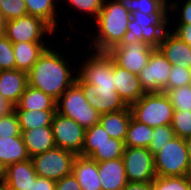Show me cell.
Instances as JSON below:
<instances>
[{"mask_svg": "<svg viewBox=\"0 0 191 190\" xmlns=\"http://www.w3.org/2000/svg\"><path fill=\"white\" fill-rule=\"evenodd\" d=\"M155 47L141 40L126 45H116L107 53L114 63L133 74L139 75L141 69L148 63L151 52Z\"/></svg>", "mask_w": 191, "mask_h": 190, "instance_id": "obj_12", "label": "cell"}, {"mask_svg": "<svg viewBox=\"0 0 191 190\" xmlns=\"http://www.w3.org/2000/svg\"><path fill=\"white\" fill-rule=\"evenodd\" d=\"M30 159L22 136L0 138V163L8 165Z\"/></svg>", "mask_w": 191, "mask_h": 190, "instance_id": "obj_24", "label": "cell"}, {"mask_svg": "<svg viewBox=\"0 0 191 190\" xmlns=\"http://www.w3.org/2000/svg\"><path fill=\"white\" fill-rule=\"evenodd\" d=\"M56 0H25L27 14L37 16L46 21L54 30L58 25L55 12Z\"/></svg>", "mask_w": 191, "mask_h": 190, "instance_id": "obj_28", "label": "cell"}, {"mask_svg": "<svg viewBox=\"0 0 191 190\" xmlns=\"http://www.w3.org/2000/svg\"><path fill=\"white\" fill-rule=\"evenodd\" d=\"M168 13L170 10L164 5L150 15L139 11L132 13L128 29L117 45H126L141 40L157 48L167 31L166 26L170 21Z\"/></svg>", "mask_w": 191, "mask_h": 190, "instance_id": "obj_3", "label": "cell"}, {"mask_svg": "<svg viewBox=\"0 0 191 190\" xmlns=\"http://www.w3.org/2000/svg\"><path fill=\"white\" fill-rule=\"evenodd\" d=\"M77 155L55 146L46 152L31 157L34 170L39 177L58 181L72 174L73 161Z\"/></svg>", "mask_w": 191, "mask_h": 190, "instance_id": "obj_7", "label": "cell"}, {"mask_svg": "<svg viewBox=\"0 0 191 190\" xmlns=\"http://www.w3.org/2000/svg\"><path fill=\"white\" fill-rule=\"evenodd\" d=\"M21 134L19 119L14 109L5 116L0 117V138L22 136Z\"/></svg>", "mask_w": 191, "mask_h": 190, "instance_id": "obj_37", "label": "cell"}, {"mask_svg": "<svg viewBox=\"0 0 191 190\" xmlns=\"http://www.w3.org/2000/svg\"><path fill=\"white\" fill-rule=\"evenodd\" d=\"M122 159L128 182H152L156 178L154 155L148 148L125 147Z\"/></svg>", "mask_w": 191, "mask_h": 190, "instance_id": "obj_10", "label": "cell"}, {"mask_svg": "<svg viewBox=\"0 0 191 190\" xmlns=\"http://www.w3.org/2000/svg\"><path fill=\"white\" fill-rule=\"evenodd\" d=\"M131 13L118 0H104L102 10L94 20L97 25L95 38L90 49L95 52H107L116 46L128 29Z\"/></svg>", "mask_w": 191, "mask_h": 190, "instance_id": "obj_2", "label": "cell"}, {"mask_svg": "<svg viewBox=\"0 0 191 190\" xmlns=\"http://www.w3.org/2000/svg\"><path fill=\"white\" fill-rule=\"evenodd\" d=\"M27 86V72L17 69L0 70V93L13 107L18 104Z\"/></svg>", "mask_w": 191, "mask_h": 190, "instance_id": "obj_17", "label": "cell"}, {"mask_svg": "<svg viewBox=\"0 0 191 190\" xmlns=\"http://www.w3.org/2000/svg\"><path fill=\"white\" fill-rule=\"evenodd\" d=\"M132 117L152 128L171 124L174 108L165 92L145 93L130 106Z\"/></svg>", "mask_w": 191, "mask_h": 190, "instance_id": "obj_4", "label": "cell"}, {"mask_svg": "<svg viewBox=\"0 0 191 190\" xmlns=\"http://www.w3.org/2000/svg\"><path fill=\"white\" fill-rule=\"evenodd\" d=\"M0 14L4 22L27 15L25 0H0Z\"/></svg>", "mask_w": 191, "mask_h": 190, "instance_id": "obj_33", "label": "cell"}, {"mask_svg": "<svg viewBox=\"0 0 191 190\" xmlns=\"http://www.w3.org/2000/svg\"><path fill=\"white\" fill-rule=\"evenodd\" d=\"M168 30L157 49L172 65L191 69V46L182 41L173 30Z\"/></svg>", "mask_w": 191, "mask_h": 190, "instance_id": "obj_15", "label": "cell"}, {"mask_svg": "<svg viewBox=\"0 0 191 190\" xmlns=\"http://www.w3.org/2000/svg\"><path fill=\"white\" fill-rule=\"evenodd\" d=\"M56 112L75 120L84 129L98 124L101 115L89 105L76 82L56 100Z\"/></svg>", "mask_w": 191, "mask_h": 190, "instance_id": "obj_6", "label": "cell"}, {"mask_svg": "<svg viewBox=\"0 0 191 190\" xmlns=\"http://www.w3.org/2000/svg\"><path fill=\"white\" fill-rule=\"evenodd\" d=\"M153 190H191L190 176H156L152 181Z\"/></svg>", "mask_w": 191, "mask_h": 190, "instance_id": "obj_31", "label": "cell"}, {"mask_svg": "<svg viewBox=\"0 0 191 190\" xmlns=\"http://www.w3.org/2000/svg\"><path fill=\"white\" fill-rule=\"evenodd\" d=\"M21 132L30 158L55 147L51 126H43Z\"/></svg>", "mask_w": 191, "mask_h": 190, "instance_id": "obj_21", "label": "cell"}, {"mask_svg": "<svg viewBox=\"0 0 191 190\" xmlns=\"http://www.w3.org/2000/svg\"><path fill=\"white\" fill-rule=\"evenodd\" d=\"M165 93L169 97L174 110L191 111V87L189 85L166 89Z\"/></svg>", "mask_w": 191, "mask_h": 190, "instance_id": "obj_32", "label": "cell"}, {"mask_svg": "<svg viewBox=\"0 0 191 190\" xmlns=\"http://www.w3.org/2000/svg\"><path fill=\"white\" fill-rule=\"evenodd\" d=\"M184 141H185V144H186L189 160H190V163H191V136L186 137L184 139Z\"/></svg>", "mask_w": 191, "mask_h": 190, "instance_id": "obj_48", "label": "cell"}, {"mask_svg": "<svg viewBox=\"0 0 191 190\" xmlns=\"http://www.w3.org/2000/svg\"><path fill=\"white\" fill-rule=\"evenodd\" d=\"M122 190H153L152 182H128Z\"/></svg>", "mask_w": 191, "mask_h": 190, "instance_id": "obj_45", "label": "cell"}, {"mask_svg": "<svg viewBox=\"0 0 191 190\" xmlns=\"http://www.w3.org/2000/svg\"><path fill=\"white\" fill-rule=\"evenodd\" d=\"M53 49L47 47L27 74L29 86L42 90L57 100L76 82L77 75H72L68 60L65 61L62 53Z\"/></svg>", "mask_w": 191, "mask_h": 190, "instance_id": "obj_1", "label": "cell"}, {"mask_svg": "<svg viewBox=\"0 0 191 190\" xmlns=\"http://www.w3.org/2000/svg\"><path fill=\"white\" fill-rule=\"evenodd\" d=\"M0 190H9L5 182H0Z\"/></svg>", "mask_w": 191, "mask_h": 190, "instance_id": "obj_50", "label": "cell"}, {"mask_svg": "<svg viewBox=\"0 0 191 190\" xmlns=\"http://www.w3.org/2000/svg\"><path fill=\"white\" fill-rule=\"evenodd\" d=\"M15 69L13 43L3 34H0V70Z\"/></svg>", "mask_w": 191, "mask_h": 190, "instance_id": "obj_38", "label": "cell"}, {"mask_svg": "<svg viewBox=\"0 0 191 190\" xmlns=\"http://www.w3.org/2000/svg\"><path fill=\"white\" fill-rule=\"evenodd\" d=\"M174 137L175 133L170 124L157 126L156 128H153L152 140L148 146V149L153 155H155Z\"/></svg>", "mask_w": 191, "mask_h": 190, "instance_id": "obj_35", "label": "cell"}, {"mask_svg": "<svg viewBox=\"0 0 191 190\" xmlns=\"http://www.w3.org/2000/svg\"><path fill=\"white\" fill-rule=\"evenodd\" d=\"M13 110V106L0 93V117L5 116Z\"/></svg>", "mask_w": 191, "mask_h": 190, "instance_id": "obj_46", "label": "cell"}, {"mask_svg": "<svg viewBox=\"0 0 191 190\" xmlns=\"http://www.w3.org/2000/svg\"><path fill=\"white\" fill-rule=\"evenodd\" d=\"M125 143L121 140L111 138L102 145L97 146V149L89 156L90 159L99 162L118 159L123 156Z\"/></svg>", "mask_w": 191, "mask_h": 190, "instance_id": "obj_29", "label": "cell"}, {"mask_svg": "<svg viewBox=\"0 0 191 190\" xmlns=\"http://www.w3.org/2000/svg\"><path fill=\"white\" fill-rule=\"evenodd\" d=\"M76 83L82 88L85 99L100 114L119 111L127 106L119 97L115 87H100L85 83L78 75Z\"/></svg>", "mask_w": 191, "mask_h": 190, "instance_id": "obj_14", "label": "cell"}, {"mask_svg": "<svg viewBox=\"0 0 191 190\" xmlns=\"http://www.w3.org/2000/svg\"><path fill=\"white\" fill-rule=\"evenodd\" d=\"M55 190H81L77 178L70 174L55 183Z\"/></svg>", "mask_w": 191, "mask_h": 190, "instance_id": "obj_41", "label": "cell"}, {"mask_svg": "<svg viewBox=\"0 0 191 190\" xmlns=\"http://www.w3.org/2000/svg\"><path fill=\"white\" fill-rule=\"evenodd\" d=\"M72 175L77 178L81 190H102L98 164L89 157L77 155L72 165Z\"/></svg>", "mask_w": 191, "mask_h": 190, "instance_id": "obj_20", "label": "cell"}, {"mask_svg": "<svg viewBox=\"0 0 191 190\" xmlns=\"http://www.w3.org/2000/svg\"><path fill=\"white\" fill-rule=\"evenodd\" d=\"M86 59L77 71L85 83L100 87H115L114 61L107 52H94Z\"/></svg>", "mask_w": 191, "mask_h": 190, "instance_id": "obj_9", "label": "cell"}, {"mask_svg": "<svg viewBox=\"0 0 191 190\" xmlns=\"http://www.w3.org/2000/svg\"><path fill=\"white\" fill-rule=\"evenodd\" d=\"M55 146L79 155L82 151L85 130L75 120L55 112L51 124Z\"/></svg>", "mask_w": 191, "mask_h": 190, "instance_id": "obj_11", "label": "cell"}, {"mask_svg": "<svg viewBox=\"0 0 191 190\" xmlns=\"http://www.w3.org/2000/svg\"><path fill=\"white\" fill-rule=\"evenodd\" d=\"M152 135V127L140 123L131 117L124 140L125 147L148 148L152 140Z\"/></svg>", "mask_w": 191, "mask_h": 190, "instance_id": "obj_27", "label": "cell"}, {"mask_svg": "<svg viewBox=\"0 0 191 190\" xmlns=\"http://www.w3.org/2000/svg\"><path fill=\"white\" fill-rule=\"evenodd\" d=\"M55 30L42 18L24 15L4 22L3 34L12 42H44L43 36ZM42 38V39H41Z\"/></svg>", "mask_w": 191, "mask_h": 190, "instance_id": "obj_8", "label": "cell"}, {"mask_svg": "<svg viewBox=\"0 0 191 190\" xmlns=\"http://www.w3.org/2000/svg\"><path fill=\"white\" fill-rule=\"evenodd\" d=\"M158 1L161 2L167 8H169L170 10H172L173 12H175L174 10H177V12H178L179 4L177 2H172V4H170V2H167L168 0H158Z\"/></svg>", "mask_w": 191, "mask_h": 190, "instance_id": "obj_47", "label": "cell"}, {"mask_svg": "<svg viewBox=\"0 0 191 190\" xmlns=\"http://www.w3.org/2000/svg\"><path fill=\"white\" fill-rule=\"evenodd\" d=\"M115 88L126 106L136 103L144 94L139 76L114 63Z\"/></svg>", "mask_w": 191, "mask_h": 190, "instance_id": "obj_16", "label": "cell"}, {"mask_svg": "<svg viewBox=\"0 0 191 190\" xmlns=\"http://www.w3.org/2000/svg\"><path fill=\"white\" fill-rule=\"evenodd\" d=\"M19 119L21 131L51 126L56 110H14Z\"/></svg>", "mask_w": 191, "mask_h": 190, "instance_id": "obj_26", "label": "cell"}, {"mask_svg": "<svg viewBox=\"0 0 191 190\" xmlns=\"http://www.w3.org/2000/svg\"><path fill=\"white\" fill-rule=\"evenodd\" d=\"M97 164L102 190H122L128 183L122 157Z\"/></svg>", "mask_w": 191, "mask_h": 190, "instance_id": "obj_18", "label": "cell"}, {"mask_svg": "<svg viewBox=\"0 0 191 190\" xmlns=\"http://www.w3.org/2000/svg\"><path fill=\"white\" fill-rule=\"evenodd\" d=\"M37 177L31 158L6 167L5 183L9 190H28Z\"/></svg>", "mask_w": 191, "mask_h": 190, "instance_id": "obj_19", "label": "cell"}, {"mask_svg": "<svg viewBox=\"0 0 191 190\" xmlns=\"http://www.w3.org/2000/svg\"><path fill=\"white\" fill-rule=\"evenodd\" d=\"M173 31L178 37L191 46V24H178Z\"/></svg>", "mask_w": 191, "mask_h": 190, "instance_id": "obj_43", "label": "cell"}, {"mask_svg": "<svg viewBox=\"0 0 191 190\" xmlns=\"http://www.w3.org/2000/svg\"><path fill=\"white\" fill-rule=\"evenodd\" d=\"M131 117L130 107L127 106L125 109L119 111L101 114L99 123L111 138L124 142Z\"/></svg>", "mask_w": 191, "mask_h": 190, "instance_id": "obj_23", "label": "cell"}, {"mask_svg": "<svg viewBox=\"0 0 191 190\" xmlns=\"http://www.w3.org/2000/svg\"><path fill=\"white\" fill-rule=\"evenodd\" d=\"M131 14L139 11L145 14L157 12L163 4L158 0H118Z\"/></svg>", "mask_w": 191, "mask_h": 190, "instance_id": "obj_36", "label": "cell"}, {"mask_svg": "<svg viewBox=\"0 0 191 190\" xmlns=\"http://www.w3.org/2000/svg\"><path fill=\"white\" fill-rule=\"evenodd\" d=\"M172 64L155 48L141 69L139 80L145 93L165 92Z\"/></svg>", "mask_w": 191, "mask_h": 190, "instance_id": "obj_13", "label": "cell"}, {"mask_svg": "<svg viewBox=\"0 0 191 190\" xmlns=\"http://www.w3.org/2000/svg\"><path fill=\"white\" fill-rule=\"evenodd\" d=\"M3 27H4V21L1 17V14H0V34L3 32Z\"/></svg>", "mask_w": 191, "mask_h": 190, "instance_id": "obj_51", "label": "cell"}, {"mask_svg": "<svg viewBox=\"0 0 191 190\" xmlns=\"http://www.w3.org/2000/svg\"><path fill=\"white\" fill-rule=\"evenodd\" d=\"M154 169L156 176H190L191 163L184 138L175 136L154 155Z\"/></svg>", "mask_w": 191, "mask_h": 190, "instance_id": "obj_5", "label": "cell"}, {"mask_svg": "<svg viewBox=\"0 0 191 190\" xmlns=\"http://www.w3.org/2000/svg\"><path fill=\"white\" fill-rule=\"evenodd\" d=\"M191 82V69L172 65L168 77L167 89L189 85Z\"/></svg>", "mask_w": 191, "mask_h": 190, "instance_id": "obj_39", "label": "cell"}, {"mask_svg": "<svg viewBox=\"0 0 191 190\" xmlns=\"http://www.w3.org/2000/svg\"><path fill=\"white\" fill-rule=\"evenodd\" d=\"M72 8L78 9L79 12L87 13L94 19L97 18L98 14L102 10L104 0H67Z\"/></svg>", "mask_w": 191, "mask_h": 190, "instance_id": "obj_40", "label": "cell"}, {"mask_svg": "<svg viewBox=\"0 0 191 190\" xmlns=\"http://www.w3.org/2000/svg\"><path fill=\"white\" fill-rule=\"evenodd\" d=\"M45 42L13 43L15 69L28 72L49 46Z\"/></svg>", "mask_w": 191, "mask_h": 190, "instance_id": "obj_22", "label": "cell"}, {"mask_svg": "<svg viewBox=\"0 0 191 190\" xmlns=\"http://www.w3.org/2000/svg\"><path fill=\"white\" fill-rule=\"evenodd\" d=\"M14 110H56V100L42 90L27 86Z\"/></svg>", "mask_w": 191, "mask_h": 190, "instance_id": "obj_25", "label": "cell"}, {"mask_svg": "<svg viewBox=\"0 0 191 190\" xmlns=\"http://www.w3.org/2000/svg\"><path fill=\"white\" fill-rule=\"evenodd\" d=\"M55 183L54 180L38 176L28 190H55Z\"/></svg>", "mask_w": 191, "mask_h": 190, "instance_id": "obj_42", "label": "cell"}, {"mask_svg": "<svg viewBox=\"0 0 191 190\" xmlns=\"http://www.w3.org/2000/svg\"><path fill=\"white\" fill-rule=\"evenodd\" d=\"M109 137V134L100 123L91 126L85 130L84 144L79 155L89 157L97 149V146L107 142Z\"/></svg>", "mask_w": 191, "mask_h": 190, "instance_id": "obj_30", "label": "cell"}, {"mask_svg": "<svg viewBox=\"0 0 191 190\" xmlns=\"http://www.w3.org/2000/svg\"><path fill=\"white\" fill-rule=\"evenodd\" d=\"M6 168L0 163V182H5Z\"/></svg>", "mask_w": 191, "mask_h": 190, "instance_id": "obj_49", "label": "cell"}, {"mask_svg": "<svg viewBox=\"0 0 191 190\" xmlns=\"http://www.w3.org/2000/svg\"><path fill=\"white\" fill-rule=\"evenodd\" d=\"M178 24H191V0H186L183 7H181V14L179 15Z\"/></svg>", "mask_w": 191, "mask_h": 190, "instance_id": "obj_44", "label": "cell"}, {"mask_svg": "<svg viewBox=\"0 0 191 190\" xmlns=\"http://www.w3.org/2000/svg\"><path fill=\"white\" fill-rule=\"evenodd\" d=\"M170 125L175 136L184 139L191 136V111L174 110Z\"/></svg>", "mask_w": 191, "mask_h": 190, "instance_id": "obj_34", "label": "cell"}]
</instances>
